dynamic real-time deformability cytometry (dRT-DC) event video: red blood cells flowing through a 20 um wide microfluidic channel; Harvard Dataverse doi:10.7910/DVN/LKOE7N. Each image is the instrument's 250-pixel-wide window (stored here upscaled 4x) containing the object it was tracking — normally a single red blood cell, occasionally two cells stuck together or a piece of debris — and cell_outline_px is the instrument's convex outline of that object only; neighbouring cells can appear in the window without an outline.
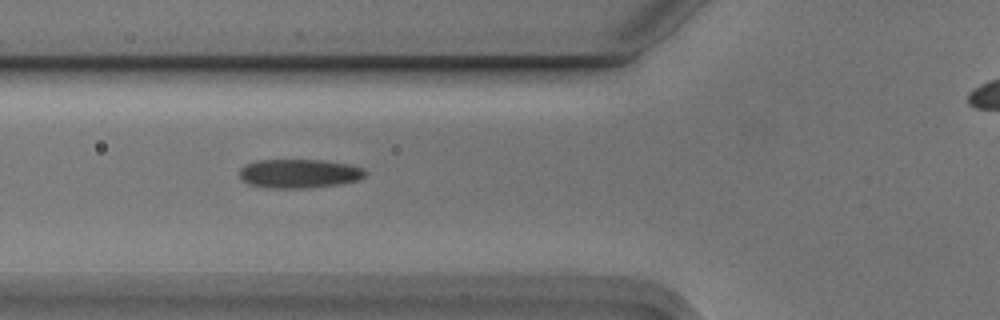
{"species": "Egyptian fruit bat (a non-hibernating species)", "species_latin": "Rousettus aegyptiacus", "temperature_condition": "cold", "stored_images_in_passage": 6, "segment_of_instrument_passage": [1, 2], "camera_frame_rate_fps": 3000, "um_per_image_px": 0.085, "animal": {"sex": "male"}, "frame": {"image": 1, "passage_image": 4, "time_ms": 1.0, "image_size_px": [1000, 320], "cell_outline_px": [[368, 172], [360, 180], [340, 184], [312, 188], [268, 188], [248, 184], [240, 176], [240, 168], [256, 160], [320, 160], [348, 164], [364, 168]], "centroid_in_image_um": [25.47, 14.76], "position_along_channel_um": 100.3, "area_um2": 21.33}}
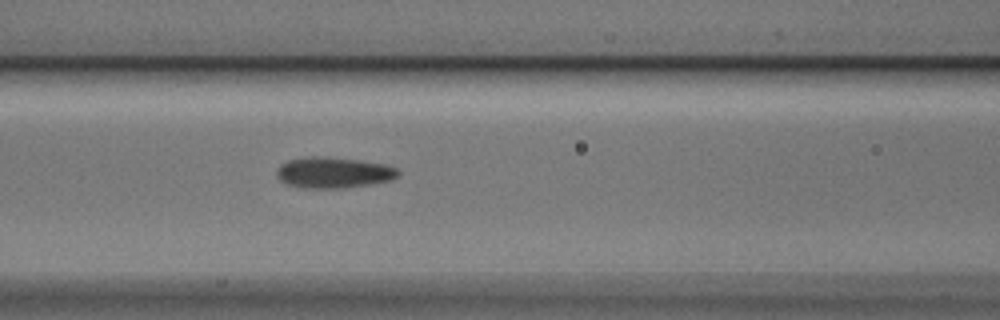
{"frame": {"image": 2, "passage_image": 5, "time_ms": 1.333, "image_size_px": [1000, 320], "cell_outline_px": [[400, 172], [392, 180], [344, 188], [304, 188], [288, 184], [280, 180], [276, 176], [276, 168], [280, 164], [288, 160], [308, 156], [328, 156], [360, 160], [384, 164], [396, 168]], "centroid_in_image_um": [28.31, 14.65], "position_along_channel_um": 138.3, "area_um2": 22.02}}